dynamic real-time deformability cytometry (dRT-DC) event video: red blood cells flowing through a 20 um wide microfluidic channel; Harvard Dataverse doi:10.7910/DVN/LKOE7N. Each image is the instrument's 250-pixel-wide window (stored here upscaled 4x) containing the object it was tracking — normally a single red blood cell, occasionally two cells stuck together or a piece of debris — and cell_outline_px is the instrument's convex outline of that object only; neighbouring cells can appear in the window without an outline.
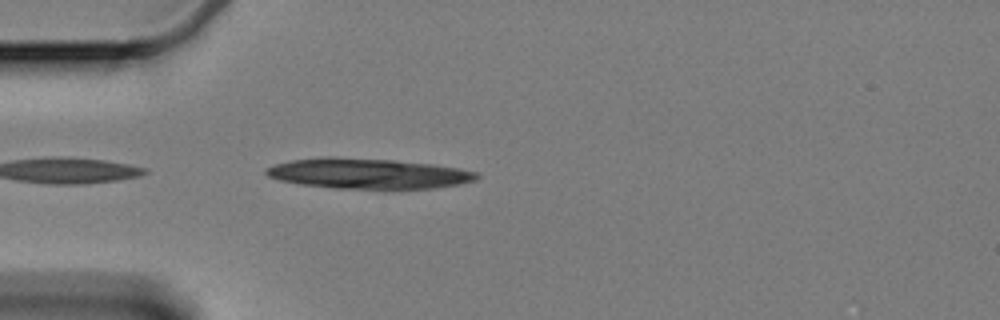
{"species": "Egyptian fruit bat (a non-hibernating species)", "species_latin": "Rousettus aegyptiacus", "temperature_condition": "cold", "stored_images_in_passage": 23, "camera_frame_rate_fps": 3000, "um_per_image_px": 0.085, "animal": {"sex": "female"}, "frame": {"image": 1, "passage_image": 2, "time_ms": 0.333, "image_size_px": [1000, 320], "cell_outline_px": [[480, 176], [476, 180], [460, 184], [436, 188], [336, 188], [300, 184], [280, 180], [268, 176], [264, 172], [268, 168], [276, 164], [292, 160], [320, 156], [332, 156], [392, 160], [428, 164], [456, 168], [476, 172]], "centroid_in_image_um": [31.26, 14.74], "position_along_channel_um": 53.7, "area_um2": 36.88}}
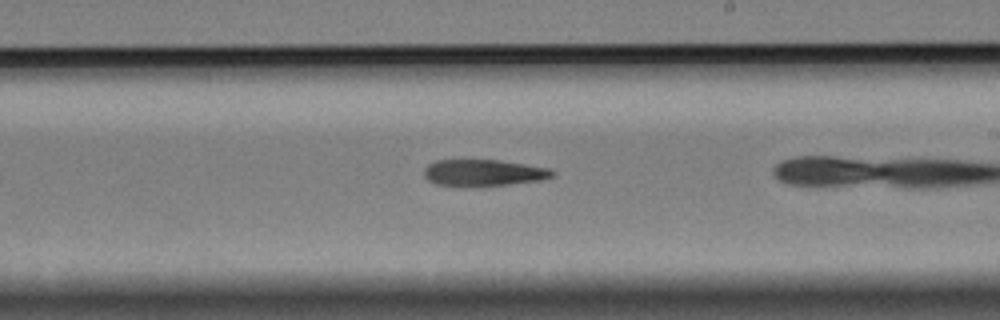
{"frame": {"image": 2, "passage_image": 17, "time_ms": 5.333, "image_size_px": [1000, 320], "cell_outline_px": [[556, 176], [540, 180], [480, 188], [460, 188], [436, 184], [428, 180], [424, 176], [424, 168], [428, 164], [436, 160], [496, 160], [524, 164], [548, 168], [556, 172]], "centroid_in_image_um": [41.06, 14.72], "position_along_channel_um": 247.9, "area_um2": 20.52}}
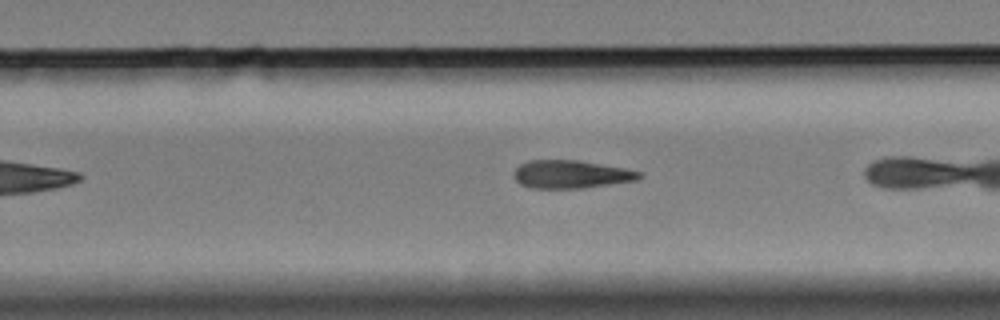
{"frame": {"image": 3, "passage_image": 20, "time_ms": 6.333, "image_size_px": [1000, 320], "cell_outline_px": [[644, 176], [636, 180], [584, 188], [528, 188], [520, 184], [512, 176], [516, 168], [520, 164], [528, 160], [576, 160], [624, 168], [640, 172]], "centroid_in_image_um": [48.49, 14.82], "position_along_channel_um": 281.3, "area_um2": 20.46}}